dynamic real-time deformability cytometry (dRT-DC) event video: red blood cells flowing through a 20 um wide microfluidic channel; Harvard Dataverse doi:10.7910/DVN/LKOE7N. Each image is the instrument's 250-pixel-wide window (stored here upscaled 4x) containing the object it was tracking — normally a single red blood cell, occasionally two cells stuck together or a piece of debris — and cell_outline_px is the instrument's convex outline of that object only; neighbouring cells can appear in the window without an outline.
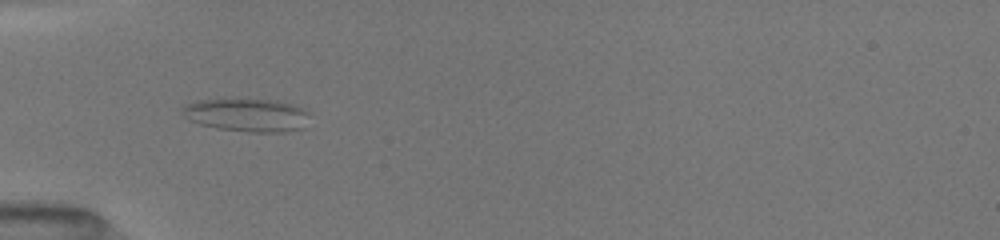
{"species": "common noctule bat (a hibernating species)", "species_latin": "Nyctalus noctula", "temperature_condition": "room temperature", "stored_images_in_passage": 10, "camera_frame_rate_fps": 3000, "um_per_image_px": 0.085, "animal": {"sex": "female", "body_mass_g": 19.5, "forearm_length_mm": 54.1}, "frame": {"image": 1, "passage_image": 4, "time_ms": 1.0, "image_size_px": [1000, 240], "cell_outline_px": [[308, 112], [300, 128], [284, 132], [248, 132], [216, 128], [200, 124], [192, 120], [184, 112], [184, 108], [188, 104], [200, 100], [236, 96], [276, 100], [292, 104]], "centroid_in_image_um": [20.97, 9.73], "position_along_channel_um": 64.0, "area_um2": 24.68}}
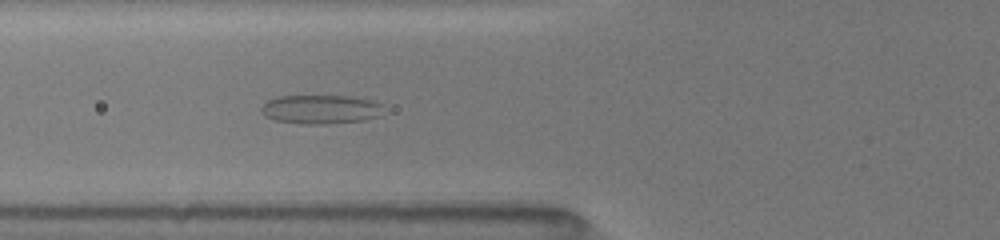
{"frame": {"image": 2, "passage_image": 7, "time_ms": 2.0, "image_size_px": [1000, 240], "cell_outline_px": [[380, 104], [376, 116], [364, 120], [324, 124], [304, 124], [276, 120], [264, 116], [260, 112], [260, 108], [268, 100], [280, 96], [348, 96], [372, 100]], "centroid_in_image_um": [27.15, 9.29], "position_along_channel_um": 98.6, "area_um2": 20.23}}
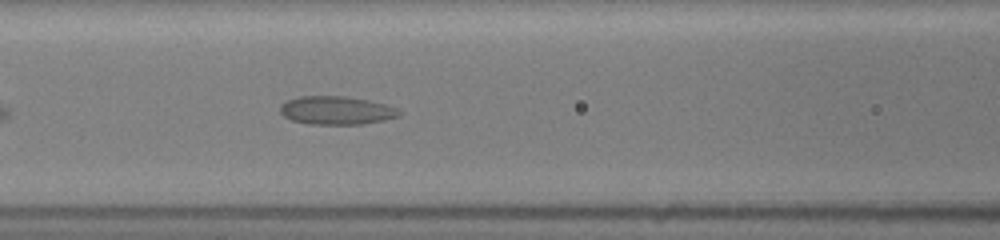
{"frame": {"image": 3, "passage_image": 10, "time_ms": 3.0, "image_size_px": [1000, 240], "cell_outline_px": [[400, 116], [384, 120], [360, 124], [308, 124], [292, 120], [284, 116], [280, 112], [280, 104], [288, 100], [300, 96], [344, 96], [368, 100], [384, 104], [396, 108], [400, 112]], "centroid_in_image_um": [28.57, 9.38], "position_along_channel_um": 138.0, "area_um2": 19.54}}